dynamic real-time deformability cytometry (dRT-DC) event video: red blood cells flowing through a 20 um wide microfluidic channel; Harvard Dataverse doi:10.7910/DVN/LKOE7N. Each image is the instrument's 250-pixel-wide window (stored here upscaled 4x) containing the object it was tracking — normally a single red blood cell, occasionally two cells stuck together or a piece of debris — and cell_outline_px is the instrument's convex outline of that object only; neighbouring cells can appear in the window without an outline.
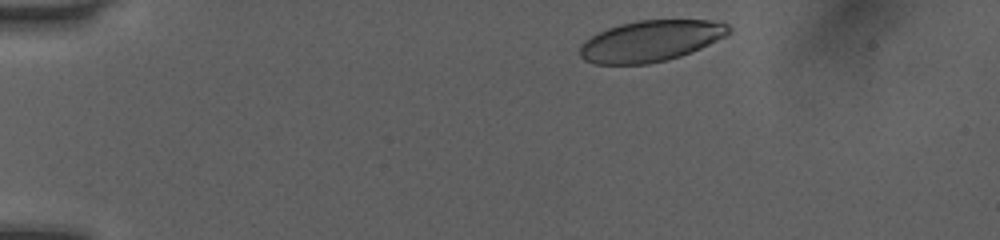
{"species": "human", "species_latin": "Homo sapiens", "temperature_condition": "room temperature", "stored_images_in_passage": 7, "camera_frame_rate_fps": 3000, "um_per_image_px": 0.085, "donor": {"sex": "female"}, "frame": {"image": 1, "passage_image": 1, "time_ms": 0.0, "image_size_px": [1000, 240], "cell_outline_px": [[732, 32], [692, 52], [668, 60], [648, 64], [596, 64], [584, 60], [580, 56], [580, 44], [584, 40], [596, 32], [620, 24], [640, 20], [708, 20], [728, 24], [732, 28]], "centroid_in_image_um": [55.28, 3.48], "position_along_channel_um": 29.7, "area_um2": 35.78}}
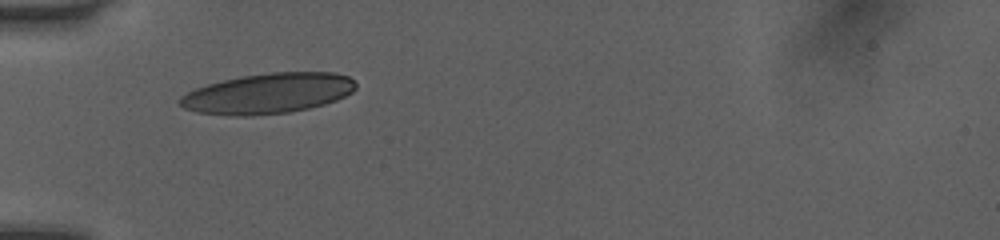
{"frame": {"image": 2, "passage_image": 5, "time_ms": 1.333, "image_size_px": [1000, 240], "cell_outline_px": [[356, 88], [352, 92], [336, 100], [324, 104], [308, 108], [288, 112], [252, 116], [236, 116], [196, 112], [184, 108], [176, 100], [180, 96], [196, 88], [208, 84], [240, 76], [272, 72], [336, 72], [348, 76], [356, 84]], "centroid_in_image_um": [22.77, 7.94], "position_along_channel_um": 62.2, "area_um2": 41.38}}
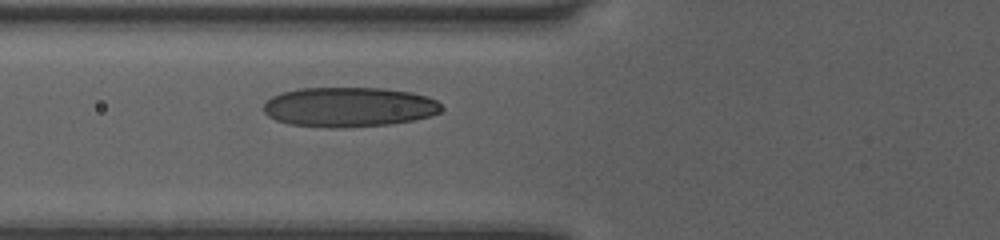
{"frame": {"image": 3, "passage_image": 7, "time_ms": 2.0, "image_size_px": [1000, 240], "cell_outline_px": [[444, 108], [440, 112], [428, 116], [412, 120], [388, 124], [340, 128], [328, 128], [288, 124], [276, 120], [268, 116], [264, 112], [264, 104], [272, 96], [280, 92], [296, 88], [384, 88], [412, 92], [428, 96], [436, 100]], "centroid_in_image_um": [29.64, 9.09], "position_along_channel_um": 96.2, "area_um2": 41.44}}